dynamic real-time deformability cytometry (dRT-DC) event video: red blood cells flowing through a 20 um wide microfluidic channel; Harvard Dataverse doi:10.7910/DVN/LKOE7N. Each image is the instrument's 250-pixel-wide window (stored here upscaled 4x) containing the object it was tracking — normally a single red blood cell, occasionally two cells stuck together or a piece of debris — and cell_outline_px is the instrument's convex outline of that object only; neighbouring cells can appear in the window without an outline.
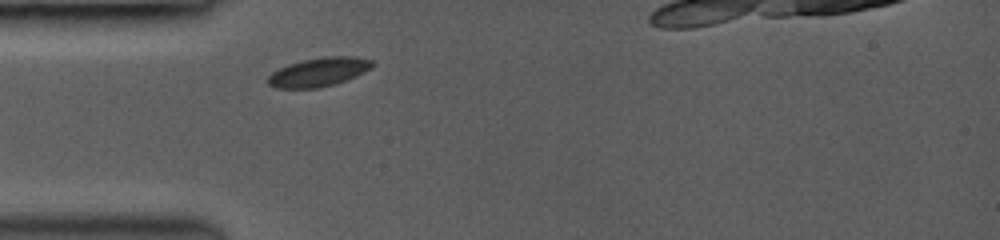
{"species": "common noctule bat (a hibernating species)", "species_latin": "Nyctalus noctula", "temperature_condition": "room temperature", "stored_images_in_passage": 1, "camera_frame_rate_fps": 3000, "um_per_image_px": 0.085, "animal": {"sex": "female", "body_mass_g": 19.0, "forearm_length_mm": 53.3}, "frame": {"image": 1, "passage_image": 1, "time_ms": 0.0, "image_size_px": [1000, 240], "cell_outline_px": [[376, 64], [372, 68], [356, 76], [336, 84], [320, 88], [276, 88], [268, 84], [264, 80], [272, 72], [288, 64], [304, 60], [324, 56], [356, 56], [376, 60]], "centroid_in_image_um": [27.14, 6.12], "position_along_channel_um": 57.9, "area_um2": 17.92}}